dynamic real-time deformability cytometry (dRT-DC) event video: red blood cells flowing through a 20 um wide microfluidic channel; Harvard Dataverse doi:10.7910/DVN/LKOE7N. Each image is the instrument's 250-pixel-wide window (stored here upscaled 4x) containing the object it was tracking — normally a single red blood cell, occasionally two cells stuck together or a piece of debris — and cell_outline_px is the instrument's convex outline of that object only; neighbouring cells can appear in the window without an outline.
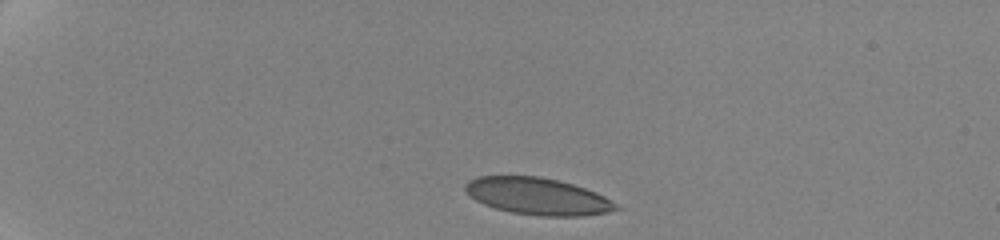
{"species": "human", "species_latin": "Homo sapiens", "temperature_condition": "cold", "stored_images_in_passage": 4, "camera_frame_rate_fps": 3000, "um_per_image_px": 0.085, "donor": {"sex": "female"}, "frame": {"image": 1, "passage_image": 1, "time_ms": 0.0, "image_size_px": [1000, 240], "cell_outline_px": [[624, 208], [608, 212], [580, 216], [540, 216], [512, 212], [496, 208], [484, 204], [476, 200], [464, 188], [464, 184], [468, 180], [476, 176], [540, 176], [572, 184], [596, 192], [604, 196]], "centroid_in_image_um": [45.72, 16.68], "position_along_channel_um": 39.3, "area_um2": 32.37}}
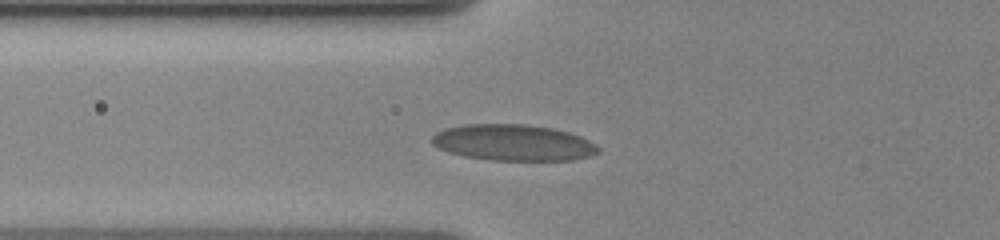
{"frame": {"image": 2, "passage_image": 4, "time_ms": 3.333, "image_size_px": [1000, 240], "cell_outline_px": [[600, 152], [588, 156], [572, 160], [492, 160], [464, 156], [448, 152], [432, 144], [432, 136], [436, 132], [444, 128], [464, 124], [524, 124], [552, 128], [568, 132], [580, 136], [596, 144], [600, 148]], "centroid_in_image_um": [43.62, 12.12], "position_along_channel_um": 82.2, "area_um2": 35.08}}